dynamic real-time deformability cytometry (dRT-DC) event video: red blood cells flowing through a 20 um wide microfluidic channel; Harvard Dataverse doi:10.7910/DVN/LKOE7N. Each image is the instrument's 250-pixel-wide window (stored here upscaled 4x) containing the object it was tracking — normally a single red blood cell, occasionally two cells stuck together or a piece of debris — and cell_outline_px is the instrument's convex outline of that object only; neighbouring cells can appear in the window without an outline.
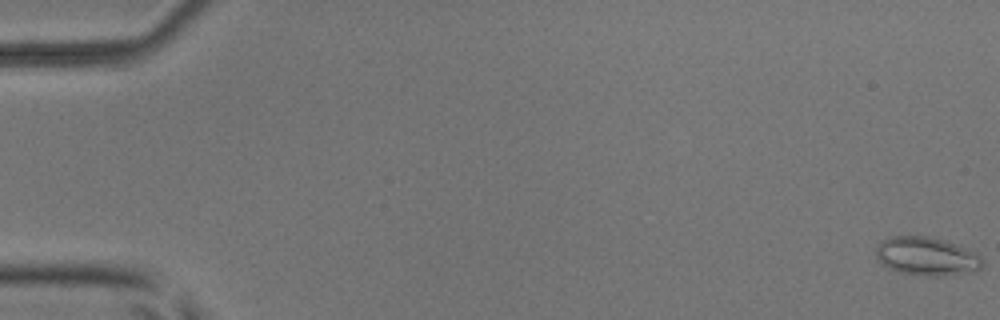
{"species": "common noctule bat (a hibernating species)", "species_latin": "Nyctalus noctula", "temperature_condition": "room temperature", "stored_images_in_passage": 7, "camera_frame_rate_fps": 3000, "um_per_image_px": 0.085, "animal": {"sex": "male", "body_mass_g": 17.9, "forearm_length_mm": 54.2}, "frame": {"image": 1, "passage_image": 1, "time_ms": 0.0, "image_size_px": [1000, 320], "cell_outline_px": [[984, 264], [976, 272], [940, 276], [920, 276], [900, 272], [888, 268], [876, 256], [876, 248], [880, 240], [888, 236], [928, 236], [944, 240], [956, 244], [976, 252], [980, 256]], "centroid_in_image_um": [78.78, 21.79], "position_along_channel_um": 6.2, "area_um2": 24.16}}
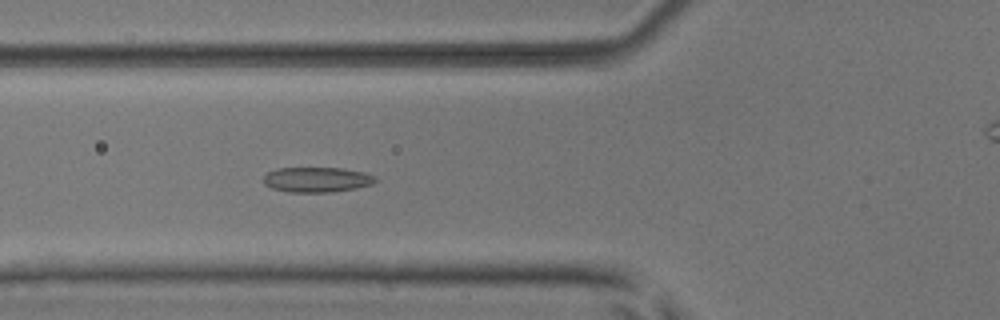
{"frame": {"image": 2, "passage_image": 6, "time_ms": 1.667, "image_size_px": [1000, 320], "cell_outline_px": [[376, 180], [372, 184], [356, 188], [332, 192], [288, 192], [272, 188], [264, 184], [264, 176], [268, 172], [276, 168], [340, 168], [364, 172], [376, 176]], "centroid_in_image_um": [26.93, 15.27], "position_along_channel_um": 98.9, "area_um2": 16.36}}